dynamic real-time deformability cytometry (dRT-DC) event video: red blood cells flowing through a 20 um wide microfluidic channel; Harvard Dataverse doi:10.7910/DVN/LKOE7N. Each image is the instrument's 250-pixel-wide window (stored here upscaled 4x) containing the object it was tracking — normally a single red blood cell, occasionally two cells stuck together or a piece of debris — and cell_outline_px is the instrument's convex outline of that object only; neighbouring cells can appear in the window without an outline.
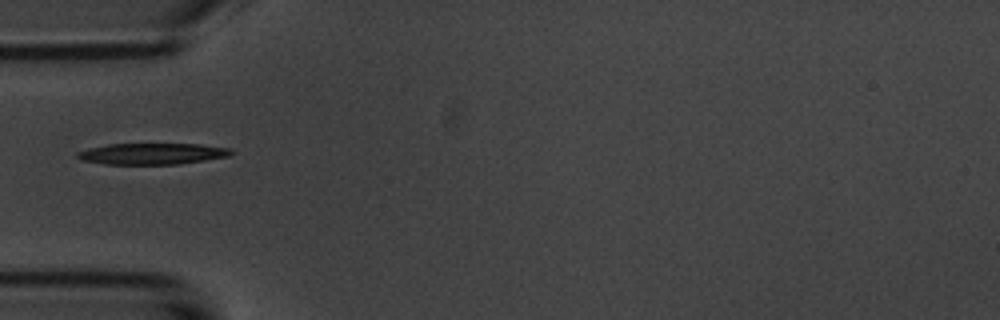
{"species": "common noctule bat (a hibernating species)", "species_latin": "Nyctalus noctula", "temperature_condition": "room temperature", "stored_images_in_passage": 38, "camera_frame_rate_fps": 3000, "um_per_image_px": 0.085, "animal": {"sex": "male", "body_mass_g": 20.1, "forearm_length_mm": 53.5}, "frame": {"image": 1, "passage_image": 1, "time_ms": 0.0, "image_size_px": [1000, 320], "cell_outline_px": [[236, 152], [228, 156], [180, 164], [104, 164], [80, 160], [76, 156], [76, 152], [88, 148], [108, 144], [200, 144], [228, 148]], "centroid_in_image_um": [12.9, 13.07], "position_along_channel_um": 72.1, "area_um2": 19.07}}
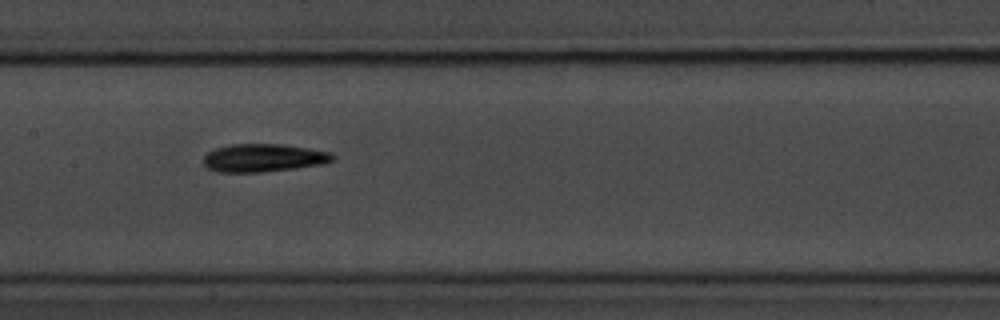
{"frame": {"image": 2, "passage_image": 10, "time_ms": 3.0, "image_size_px": [1000, 320], "cell_outline_px": [[336, 156], [332, 160], [324, 164], [296, 168], [260, 172], [220, 172], [208, 168], [204, 164], [204, 156], [208, 152], [216, 148], [228, 144], [284, 144], [332, 152]], "centroid_in_image_um": [22.42, 13.41], "position_along_channel_um": 185.0, "area_um2": 21.15}}
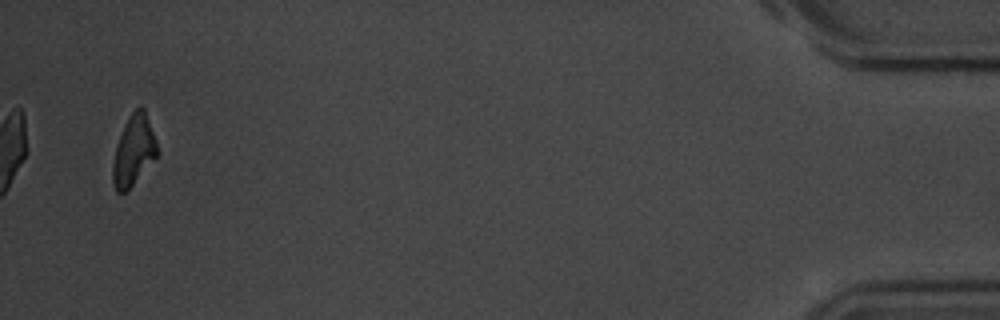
{"frame": {"image": 3, "passage_image": 36, "time_ms": 11.667, "image_size_px": [1000, 320], "cell_outline_px": [[160, 152], [132, 184], [124, 192], [116, 192], [112, 184], [112, 164], [116, 144], [124, 124], [128, 116], [140, 104], [144, 108]], "centroid_in_image_um": [11.34, 12.76], "position_along_channel_um": 423.9, "area_um2": 18.09}}